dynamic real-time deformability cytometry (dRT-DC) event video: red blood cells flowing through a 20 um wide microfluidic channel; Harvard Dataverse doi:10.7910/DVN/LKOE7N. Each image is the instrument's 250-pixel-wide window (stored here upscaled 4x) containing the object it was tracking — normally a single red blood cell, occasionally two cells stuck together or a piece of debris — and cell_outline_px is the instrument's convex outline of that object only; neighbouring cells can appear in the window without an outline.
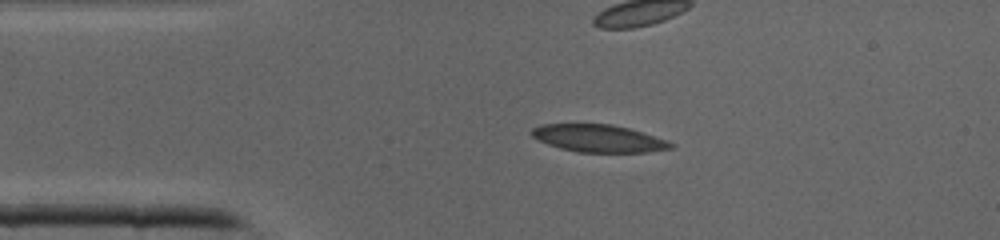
{"species": "common noctule bat (a hibernating species)", "species_latin": "Nyctalus noctula", "temperature_condition": "cold", "stored_images_in_passage": 40, "camera_frame_rate_fps": 3000, "um_per_image_px": 0.085, "animal": {"sex": "male", "body_mass_g": 19.0, "forearm_length_mm": 50.8}, "frame": {"image": 1, "passage_image": 7, "time_ms": 2.0, "image_size_px": [1000, 240], "cell_outline_px": [[676, 144], [672, 148], [648, 152], [580, 152], [560, 148], [548, 144], [532, 136], [532, 128], [540, 124], [612, 124], [628, 128], [668, 140]], "centroid_in_image_um": [50.91, 11.76], "position_along_channel_um": 34.1, "area_um2": 22.14}}